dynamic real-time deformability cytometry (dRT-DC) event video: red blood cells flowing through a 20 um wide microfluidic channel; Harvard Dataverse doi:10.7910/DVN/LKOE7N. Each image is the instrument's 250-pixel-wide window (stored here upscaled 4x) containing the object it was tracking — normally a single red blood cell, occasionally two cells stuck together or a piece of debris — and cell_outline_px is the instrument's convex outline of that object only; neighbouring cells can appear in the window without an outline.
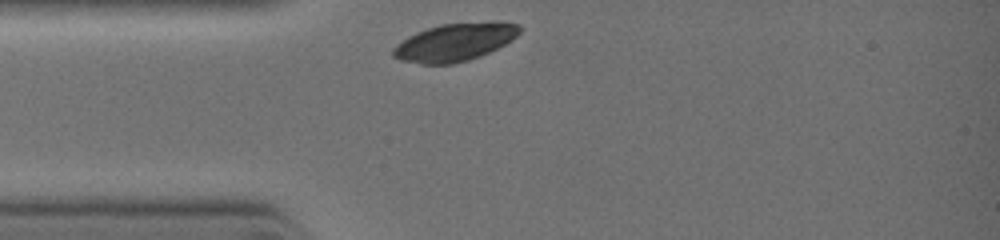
{"species": "common noctule bat (a hibernating species)", "species_latin": "Nyctalus noctula", "temperature_condition": "warm", "stored_images_in_passage": 2, "camera_frame_rate_fps": 3000, "um_per_image_px": 0.085, "animal": {"sex": "female", "body_mass_g": 19.0, "forearm_length_mm": 51.5}, "frame": {"image": 1, "passage_image": 1, "time_ms": 0.0, "image_size_px": [1000, 240], "cell_outline_px": [[520, 32], [512, 40], [480, 56], [468, 60], [452, 64], [420, 64], [400, 60], [392, 56], [392, 48], [396, 44], [408, 36], [416, 32], [440, 24], [488, 20], [500, 20], [520, 24]], "centroid_in_image_um": [38.67, 3.55], "position_along_channel_um": 46.3, "area_um2": 28.32}}